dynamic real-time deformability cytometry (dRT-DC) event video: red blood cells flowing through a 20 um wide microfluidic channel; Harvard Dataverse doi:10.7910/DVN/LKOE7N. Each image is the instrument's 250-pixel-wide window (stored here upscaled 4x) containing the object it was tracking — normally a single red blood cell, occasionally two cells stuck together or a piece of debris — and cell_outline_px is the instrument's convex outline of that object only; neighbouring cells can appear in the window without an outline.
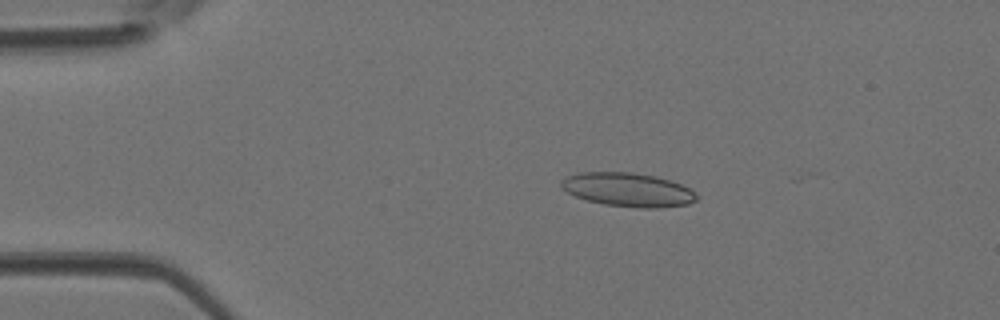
{"species": "Egyptian fruit bat (a non-hibernating species)", "species_latin": "Rousettus aegyptiacus", "temperature_condition": "room temperature", "stored_images_in_passage": 9, "camera_frame_rate_fps": 3000, "um_per_image_px": 0.085, "animal": {"sex": "female"}, "frame": {"image": 1, "passage_image": 8, "time_ms": 2.333, "image_size_px": [1000, 320], "cell_outline_px": [[696, 200], [688, 204], [656, 208], [640, 208], [604, 204], [588, 200], [576, 196], [560, 188], [560, 180], [568, 176], [580, 172], [632, 172], [656, 176], [680, 184], [688, 188], [696, 196]], "centroid_in_image_um": [53.33, 16.12], "position_along_channel_um": 31.7, "area_um2": 26.41}}